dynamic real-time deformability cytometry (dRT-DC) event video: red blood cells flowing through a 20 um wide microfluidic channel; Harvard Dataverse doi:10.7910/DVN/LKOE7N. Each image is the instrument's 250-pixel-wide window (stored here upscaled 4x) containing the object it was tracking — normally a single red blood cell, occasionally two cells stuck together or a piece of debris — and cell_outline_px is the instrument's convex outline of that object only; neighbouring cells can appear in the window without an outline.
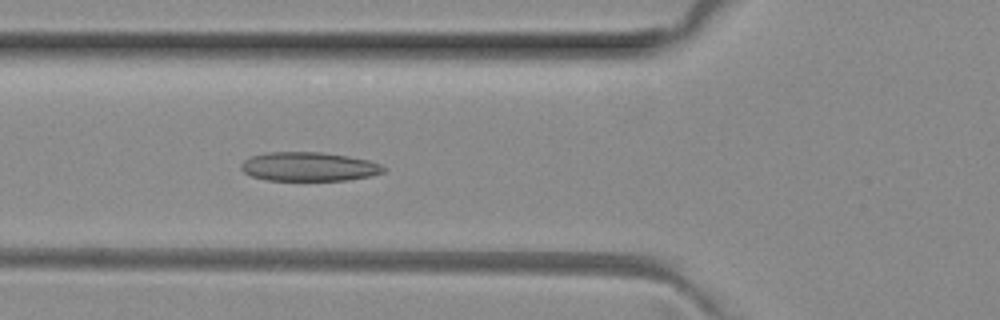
{"species": "common noctule bat (a hibernating species)", "species_latin": "Nyctalus noctula", "temperature_condition": "room temperature", "stored_images_in_passage": 50, "camera_frame_rate_fps": 3000, "um_per_image_px": 0.085, "animal": {"sex": "female", "body_mass_g": 29.2, "forearm_length_mm": 56.3}, "frame": {"image": 1, "passage_image": 18, "time_ms": 5.667, "image_size_px": [1000, 320], "cell_outline_px": [[388, 168], [384, 172], [372, 176], [348, 180], [268, 180], [252, 176], [244, 172], [240, 168], [240, 164], [244, 160], [252, 156], [268, 152], [320, 152], [348, 156], [368, 160], [380, 164]], "centroid_in_image_um": [26.28, 14.16], "position_along_channel_um": 99.5, "area_um2": 24.1}}
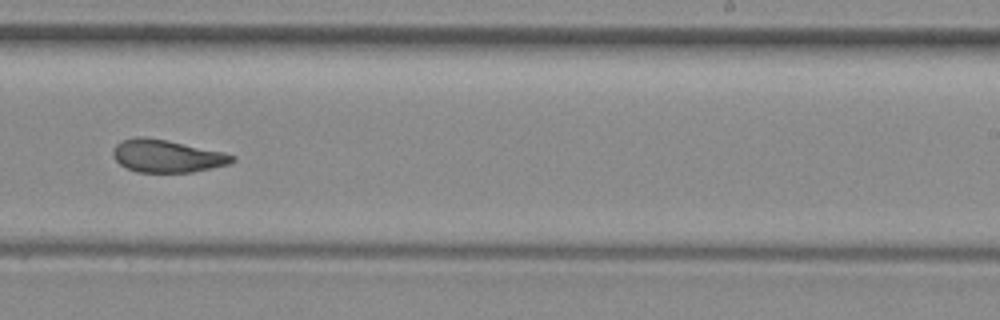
{"frame": {"image": 2, "passage_image": 31, "time_ms": 10.0, "image_size_px": [1000, 320], "cell_outline_px": [[236, 160], [228, 164], [192, 172], [136, 172], [120, 164], [112, 156], [112, 152], [116, 144], [120, 140], [136, 136], [144, 136], [168, 140], [224, 152], [236, 156]], "centroid_in_image_um": [14.17, 13.25], "position_along_channel_um": 274.8, "area_um2": 22.77}}
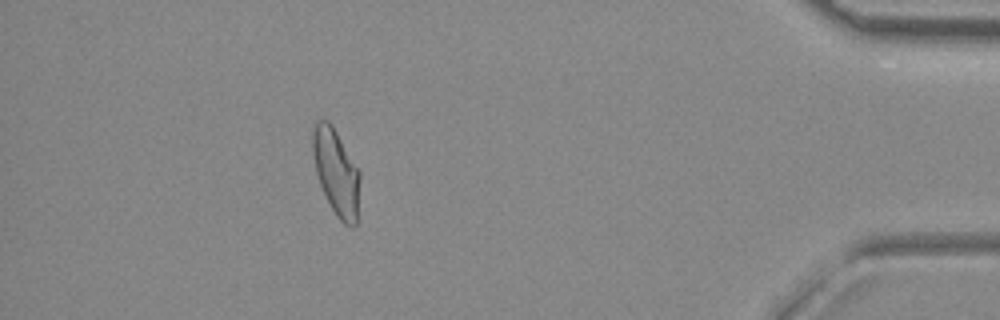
{"frame": {"image": 3, "passage_image": 45, "time_ms": 14.667, "image_size_px": [1000, 320], "cell_outline_px": [[360, 180], [356, 228], [352, 228], [344, 224], [336, 216], [320, 184], [316, 172], [312, 152], [312, 132], [316, 120], [328, 120], [332, 124], [360, 172]], "centroid_in_image_um": [28.58, 14.64], "position_along_channel_um": 406.6, "area_um2": 23.7}, "authors_computed_cell_mechanics": {"area_um2": 23.9003, "velocity_mm_per_s": 4.0436, "shape_relaxation_time_tau1_ms": 8.4414, "shape_relaxation_time_tau2_ms": 2.9397, "deformation_change_tau1": 0.2006, "deformation_change_tau2": 0.0913}}